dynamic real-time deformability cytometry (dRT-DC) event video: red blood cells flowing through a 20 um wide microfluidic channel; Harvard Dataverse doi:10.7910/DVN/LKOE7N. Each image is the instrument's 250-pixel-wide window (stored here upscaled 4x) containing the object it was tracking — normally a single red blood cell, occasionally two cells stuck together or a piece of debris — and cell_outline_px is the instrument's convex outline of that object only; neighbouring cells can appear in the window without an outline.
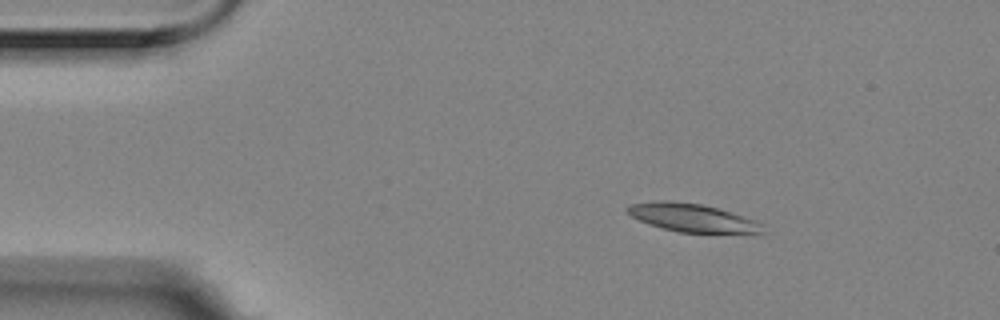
{"species": "Egyptian fruit bat (a non-hibernating species)", "species_latin": "Rousettus aegyptiacus", "temperature_condition": "room temperature", "stored_images_in_passage": 4, "camera_frame_rate_fps": 3000, "um_per_image_px": 0.085, "animal": {"sex": "female"}, "frame": {"image": 1, "passage_image": 2, "time_ms": 0.333, "image_size_px": [1000, 320], "cell_outline_px": [[764, 232], [680, 232], [648, 224], [632, 216], [624, 208], [628, 204], [660, 200], [668, 200], [700, 204], [720, 208], [764, 224]], "centroid_in_image_um": [58.79, 18.48], "position_along_channel_um": 26.2, "area_um2": 21.85}}